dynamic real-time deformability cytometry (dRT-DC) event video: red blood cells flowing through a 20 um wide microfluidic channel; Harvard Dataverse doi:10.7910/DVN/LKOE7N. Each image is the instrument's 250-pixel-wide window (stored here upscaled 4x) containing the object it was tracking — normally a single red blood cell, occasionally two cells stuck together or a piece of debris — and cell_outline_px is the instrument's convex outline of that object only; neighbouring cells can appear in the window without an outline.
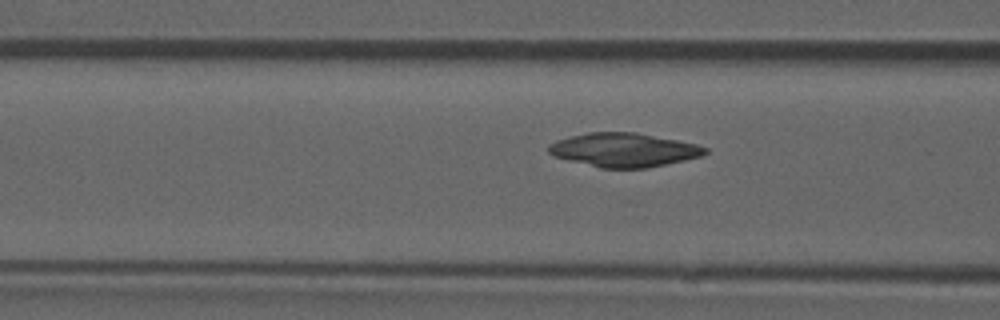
{"species": "common noctule bat (a hibernating species)", "species_latin": "Nyctalus noctula", "temperature_condition": "room temperature", "stored_images_in_passage": 35, "camera_frame_rate_fps": 3000, "um_per_image_px": 0.085, "animal": {"sex": "male", "forearm_length_mm": 52.5}, "frame": {"image": 1, "passage_image": 5, "time_ms": 1.333, "image_size_px": [1000, 320], "cell_outline_px": [[708, 152], [700, 156], [684, 160], [648, 168], [600, 168], [552, 156], [548, 152], [548, 144], [556, 140], [588, 132], [636, 132], [696, 144], [708, 148]], "centroid_in_image_um": [52.99, 12.74], "position_along_channel_um": 113.6, "area_um2": 30.81}}
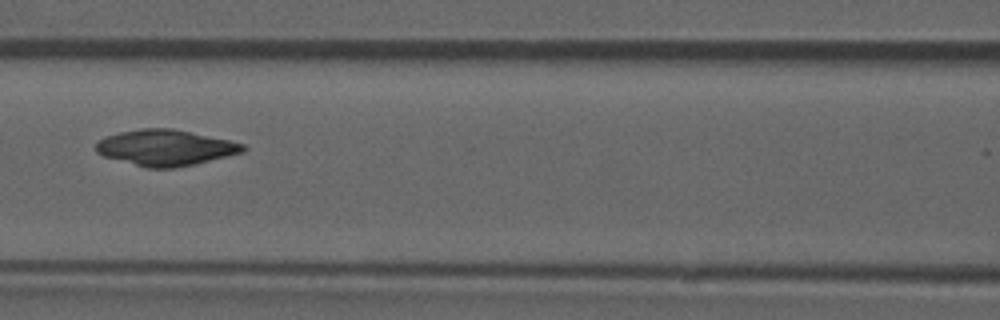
{"frame": {"image": 2, "passage_image": 8, "time_ms": 2.333, "image_size_px": [1000, 320], "cell_outline_px": [[248, 148], [244, 152], [192, 164], [172, 168], [148, 168], [104, 156], [96, 152], [96, 144], [104, 136], [120, 132], [140, 128], [172, 128], [228, 140], [244, 144]], "centroid_in_image_um": [14.05, 12.54], "position_along_channel_um": 152.5, "area_um2": 30.4}}
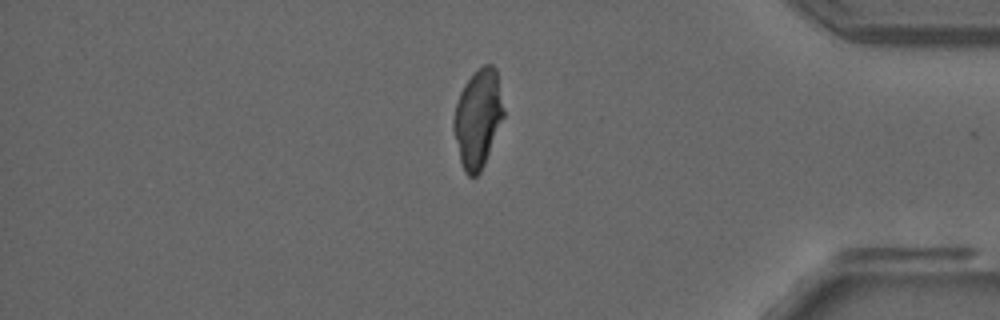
{"frame": {"image": 3, "passage_image": 29, "time_ms": 9.333, "image_size_px": [1000, 320], "cell_outline_px": [[504, 116], [484, 164], [480, 172], [476, 176], [468, 176], [464, 172], [460, 160], [452, 128], [452, 120], [456, 104], [460, 92], [464, 84], [484, 64], [492, 64], [496, 68], [504, 108]], "centroid_in_image_um": [40.61, 10.07], "position_along_channel_um": 394.6, "area_um2": 28.44}}